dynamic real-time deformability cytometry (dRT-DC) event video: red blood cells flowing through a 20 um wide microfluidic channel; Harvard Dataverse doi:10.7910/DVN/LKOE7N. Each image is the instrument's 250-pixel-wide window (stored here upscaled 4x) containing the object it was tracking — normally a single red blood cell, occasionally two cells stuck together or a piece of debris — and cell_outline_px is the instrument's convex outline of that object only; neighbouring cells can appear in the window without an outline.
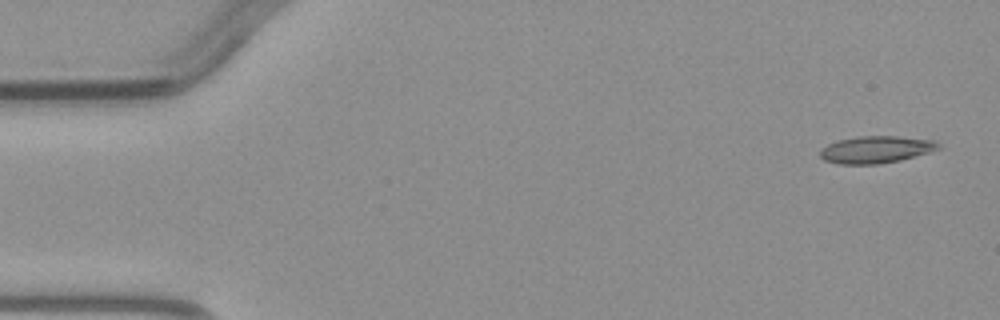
{"species": "common noctule bat (a hibernating species)", "species_latin": "Nyctalus noctula", "temperature_condition": "warm", "stored_images_in_passage": 4, "camera_frame_rate_fps": 3000, "um_per_image_px": 0.085, "animal": {"sex": "male", "body_mass_g": 23.1, "forearm_length_mm": 52.7}, "frame": {"image": 1, "passage_image": 1, "time_ms": 0.0, "image_size_px": [1000, 320], "cell_outline_px": [[940, 148], [928, 152], [900, 160], [876, 164], [840, 164], [824, 160], [820, 156], [820, 148], [828, 144], [840, 140], [856, 136], [896, 136], [936, 140], [940, 144]], "centroid_in_image_um": [74.45, 12.7], "position_along_channel_um": 10.6, "area_um2": 18.61}}
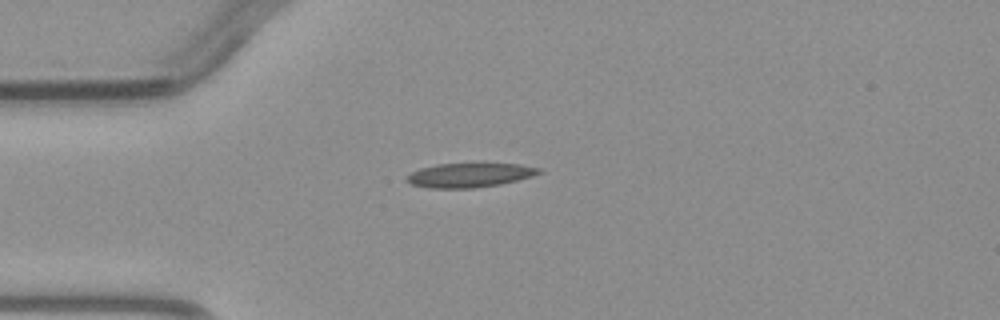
{"frame": {"image": 2, "passage_image": 4, "time_ms": 3.333, "image_size_px": [1000, 320], "cell_outline_px": [[544, 172], [532, 176], [500, 184], [472, 188], [428, 188], [412, 184], [404, 180], [404, 176], [420, 168], [436, 164], [476, 160], [484, 160], [520, 164], [540, 168]], "centroid_in_image_um": [39.93, 14.82], "position_along_channel_um": 45.1, "area_um2": 19.94}}